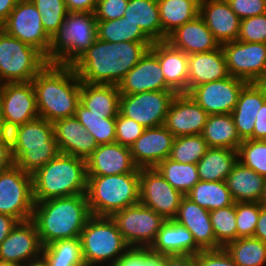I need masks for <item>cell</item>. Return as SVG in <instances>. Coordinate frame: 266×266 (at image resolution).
I'll list each match as a JSON object with an SVG mask.
<instances>
[{"instance_id":"cell-1","label":"cell","mask_w":266,"mask_h":266,"mask_svg":"<svg viewBox=\"0 0 266 266\" xmlns=\"http://www.w3.org/2000/svg\"><path fill=\"white\" fill-rule=\"evenodd\" d=\"M153 42L111 43L97 39L72 65L81 82L118 85Z\"/></svg>"},{"instance_id":"cell-2","label":"cell","mask_w":266,"mask_h":266,"mask_svg":"<svg viewBox=\"0 0 266 266\" xmlns=\"http://www.w3.org/2000/svg\"><path fill=\"white\" fill-rule=\"evenodd\" d=\"M31 82L40 118L54 123L75 116L81 81L72 66L48 63Z\"/></svg>"},{"instance_id":"cell-3","label":"cell","mask_w":266,"mask_h":266,"mask_svg":"<svg viewBox=\"0 0 266 266\" xmlns=\"http://www.w3.org/2000/svg\"><path fill=\"white\" fill-rule=\"evenodd\" d=\"M86 194L35 202L32 221L42 246L79 237L91 217Z\"/></svg>"},{"instance_id":"cell-4","label":"cell","mask_w":266,"mask_h":266,"mask_svg":"<svg viewBox=\"0 0 266 266\" xmlns=\"http://www.w3.org/2000/svg\"><path fill=\"white\" fill-rule=\"evenodd\" d=\"M32 175L34 202L86 194V160L60 153Z\"/></svg>"},{"instance_id":"cell-5","label":"cell","mask_w":266,"mask_h":266,"mask_svg":"<svg viewBox=\"0 0 266 266\" xmlns=\"http://www.w3.org/2000/svg\"><path fill=\"white\" fill-rule=\"evenodd\" d=\"M15 165L33 174L61 152L54 136L53 123L43 118L16 126L8 132Z\"/></svg>"},{"instance_id":"cell-6","label":"cell","mask_w":266,"mask_h":266,"mask_svg":"<svg viewBox=\"0 0 266 266\" xmlns=\"http://www.w3.org/2000/svg\"><path fill=\"white\" fill-rule=\"evenodd\" d=\"M98 39L94 12H68L50 38L47 61L72 66Z\"/></svg>"},{"instance_id":"cell-7","label":"cell","mask_w":266,"mask_h":266,"mask_svg":"<svg viewBox=\"0 0 266 266\" xmlns=\"http://www.w3.org/2000/svg\"><path fill=\"white\" fill-rule=\"evenodd\" d=\"M139 172L87 176L86 197L91 215L110 217L139 203Z\"/></svg>"},{"instance_id":"cell-8","label":"cell","mask_w":266,"mask_h":266,"mask_svg":"<svg viewBox=\"0 0 266 266\" xmlns=\"http://www.w3.org/2000/svg\"><path fill=\"white\" fill-rule=\"evenodd\" d=\"M79 238L86 266H112L129 248L115 222L108 216L92 215Z\"/></svg>"},{"instance_id":"cell-9","label":"cell","mask_w":266,"mask_h":266,"mask_svg":"<svg viewBox=\"0 0 266 266\" xmlns=\"http://www.w3.org/2000/svg\"><path fill=\"white\" fill-rule=\"evenodd\" d=\"M35 47L0 28V83L30 82L48 64Z\"/></svg>"},{"instance_id":"cell-10","label":"cell","mask_w":266,"mask_h":266,"mask_svg":"<svg viewBox=\"0 0 266 266\" xmlns=\"http://www.w3.org/2000/svg\"><path fill=\"white\" fill-rule=\"evenodd\" d=\"M34 204L32 175L15 164L0 170V214L19 222L31 220Z\"/></svg>"},{"instance_id":"cell-11","label":"cell","mask_w":266,"mask_h":266,"mask_svg":"<svg viewBox=\"0 0 266 266\" xmlns=\"http://www.w3.org/2000/svg\"><path fill=\"white\" fill-rule=\"evenodd\" d=\"M129 247L150 248L166 221L151 208L137 203L110 216Z\"/></svg>"},{"instance_id":"cell-12","label":"cell","mask_w":266,"mask_h":266,"mask_svg":"<svg viewBox=\"0 0 266 266\" xmlns=\"http://www.w3.org/2000/svg\"><path fill=\"white\" fill-rule=\"evenodd\" d=\"M36 118L39 114L31 81L1 84L0 121L6 133Z\"/></svg>"},{"instance_id":"cell-13","label":"cell","mask_w":266,"mask_h":266,"mask_svg":"<svg viewBox=\"0 0 266 266\" xmlns=\"http://www.w3.org/2000/svg\"><path fill=\"white\" fill-rule=\"evenodd\" d=\"M175 95L173 90L121 94L119 112L145 128L162 126Z\"/></svg>"},{"instance_id":"cell-14","label":"cell","mask_w":266,"mask_h":266,"mask_svg":"<svg viewBox=\"0 0 266 266\" xmlns=\"http://www.w3.org/2000/svg\"><path fill=\"white\" fill-rule=\"evenodd\" d=\"M230 76L247 82H266V43L232 41L221 45Z\"/></svg>"},{"instance_id":"cell-15","label":"cell","mask_w":266,"mask_h":266,"mask_svg":"<svg viewBox=\"0 0 266 266\" xmlns=\"http://www.w3.org/2000/svg\"><path fill=\"white\" fill-rule=\"evenodd\" d=\"M139 202L151 208L165 220H173L184 195L154 168H140Z\"/></svg>"},{"instance_id":"cell-16","label":"cell","mask_w":266,"mask_h":266,"mask_svg":"<svg viewBox=\"0 0 266 266\" xmlns=\"http://www.w3.org/2000/svg\"><path fill=\"white\" fill-rule=\"evenodd\" d=\"M0 28L7 34L35 47L47 59L51 37L46 33L41 14L31 0L18 1Z\"/></svg>"},{"instance_id":"cell-17","label":"cell","mask_w":266,"mask_h":266,"mask_svg":"<svg viewBox=\"0 0 266 266\" xmlns=\"http://www.w3.org/2000/svg\"><path fill=\"white\" fill-rule=\"evenodd\" d=\"M247 83L241 78L229 76L196 86L188 94L209 115L231 114L242 88Z\"/></svg>"},{"instance_id":"cell-18","label":"cell","mask_w":266,"mask_h":266,"mask_svg":"<svg viewBox=\"0 0 266 266\" xmlns=\"http://www.w3.org/2000/svg\"><path fill=\"white\" fill-rule=\"evenodd\" d=\"M209 114L187 93L176 94L163 126L174 137L202 134Z\"/></svg>"},{"instance_id":"cell-19","label":"cell","mask_w":266,"mask_h":266,"mask_svg":"<svg viewBox=\"0 0 266 266\" xmlns=\"http://www.w3.org/2000/svg\"><path fill=\"white\" fill-rule=\"evenodd\" d=\"M42 248L35 223L18 222L0 244V260L19 265L40 258Z\"/></svg>"},{"instance_id":"cell-20","label":"cell","mask_w":266,"mask_h":266,"mask_svg":"<svg viewBox=\"0 0 266 266\" xmlns=\"http://www.w3.org/2000/svg\"><path fill=\"white\" fill-rule=\"evenodd\" d=\"M175 137L163 125L145 128L142 135L130 146L131 156L138 168H154L169 158Z\"/></svg>"},{"instance_id":"cell-21","label":"cell","mask_w":266,"mask_h":266,"mask_svg":"<svg viewBox=\"0 0 266 266\" xmlns=\"http://www.w3.org/2000/svg\"><path fill=\"white\" fill-rule=\"evenodd\" d=\"M120 94L172 90L165 81L157 56L149 49L118 84Z\"/></svg>"},{"instance_id":"cell-22","label":"cell","mask_w":266,"mask_h":266,"mask_svg":"<svg viewBox=\"0 0 266 266\" xmlns=\"http://www.w3.org/2000/svg\"><path fill=\"white\" fill-rule=\"evenodd\" d=\"M87 176L119 175L140 172L131 156L130 147L117 142L98 145L86 159Z\"/></svg>"},{"instance_id":"cell-23","label":"cell","mask_w":266,"mask_h":266,"mask_svg":"<svg viewBox=\"0 0 266 266\" xmlns=\"http://www.w3.org/2000/svg\"><path fill=\"white\" fill-rule=\"evenodd\" d=\"M199 15L220 46L237 40L241 19L226 0H204L200 4Z\"/></svg>"},{"instance_id":"cell-24","label":"cell","mask_w":266,"mask_h":266,"mask_svg":"<svg viewBox=\"0 0 266 266\" xmlns=\"http://www.w3.org/2000/svg\"><path fill=\"white\" fill-rule=\"evenodd\" d=\"M55 140L63 154L87 159L98 147L94 137L75 117H67L53 123Z\"/></svg>"},{"instance_id":"cell-25","label":"cell","mask_w":266,"mask_h":266,"mask_svg":"<svg viewBox=\"0 0 266 266\" xmlns=\"http://www.w3.org/2000/svg\"><path fill=\"white\" fill-rule=\"evenodd\" d=\"M173 220L192 233L195 243L202 250L221 249L215 239L210 211L192 202L186 196L181 199L177 215Z\"/></svg>"},{"instance_id":"cell-26","label":"cell","mask_w":266,"mask_h":266,"mask_svg":"<svg viewBox=\"0 0 266 266\" xmlns=\"http://www.w3.org/2000/svg\"><path fill=\"white\" fill-rule=\"evenodd\" d=\"M165 41L187 55L209 52L220 47L200 15L175 29Z\"/></svg>"},{"instance_id":"cell-27","label":"cell","mask_w":266,"mask_h":266,"mask_svg":"<svg viewBox=\"0 0 266 266\" xmlns=\"http://www.w3.org/2000/svg\"><path fill=\"white\" fill-rule=\"evenodd\" d=\"M266 102V83L248 82L241 90L238 102L231 112L239 137L249 139L254 132L258 111Z\"/></svg>"},{"instance_id":"cell-28","label":"cell","mask_w":266,"mask_h":266,"mask_svg":"<svg viewBox=\"0 0 266 266\" xmlns=\"http://www.w3.org/2000/svg\"><path fill=\"white\" fill-rule=\"evenodd\" d=\"M150 50L159 60L166 84L176 94H188V55L167 41L153 42Z\"/></svg>"},{"instance_id":"cell-29","label":"cell","mask_w":266,"mask_h":266,"mask_svg":"<svg viewBox=\"0 0 266 266\" xmlns=\"http://www.w3.org/2000/svg\"><path fill=\"white\" fill-rule=\"evenodd\" d=\"M222 47L188 55V93L196 86L229 77Z\"/></svg>"},{"instance_id":"cell-30","label":"cell","mask_w":266,"mask_h":266,"mask_svg":"<svg viewBox=\"0 0 266 266\" xmlns=\"http://www.w3.org/2000/svg\"><path fill=\"white\" fill-rule=\"evenodd\" d=\"M150 249L162 255H196L202 251L192 233L175 220H166L162 224Z\"/></svg>"},{"instance_id":"cell-31","label":"cell","mask_w":266,"mask_h":266,"mask_svg":"<svg viewBox=\"0 0 266 266\" xmlns=\"http://www.w3.org/2000/svg\"><path fill=\"white\" fill-rule=\"evenodd\" d=\"M227 187L236 202H261L266 178L239 161L225 180Z\"/></svg>"},{"instance_id":"cell-32","label":"cell","mask_w":266,"mask_h":266,"mask_svg":"<svg viewBox=\"0 0 266 266\" xmlns=\"http://www.w3.org/2000/svg\"><path fill=\"white\" fill-rule=\"evenodd\" d=\"M118 85L81 82L80 102L92 113L116 117L120 107Z\"/></svg>"},{"instance_id":"cell-33","label":"cell","mask_w":266,"mask_h":266,"mask_svg":"<svg viewBox=\"0 0 266 266\" xmlns=\"http://www.w3.org/2000/svg\"><path fill=\"white\" fill-rule=\"evenodd\" d=\"M210 148L237 151L242 143L231 114H211L201 134Z\"/></svg>"},{"instance_id":"cell-34","label":"cell","mask_w":266,"mask_h":266,"mask_svg":"<svg viewBox=\"0 0 266 266\" xmlns=\"http://www.w3.org/2000/svg\"><path fill=\"white\" fill-rule=\"evenodd\" d=\"M124 17L138 25L152 41H162V25L157 0H129Z\"/></svg>"},{"instance_id":"cell-35","label":"cell","mask_w":266,"mask_h":266,"mask_svg":"<svg viewBox=\"0 0 266 266\" xmlns=\"http://www.w3.org/2000/svg\"><path fill=\"white\" fill-rule=\"evenodd\" d=\"M238 153L232 149L208 148L196 164L200 181H225L234 165Z\"/></svg>"},{"instance_id":"cell-36","label":"cell","mask_w":266,"mask_h":266,"mask_svg":"<svg viewBox=\"0 0 266 266\" xmlns=\"http://www.w3.org/2000/svg\"><path fill=\"white\" fill-rule=\"evenodd\" d=\"M162 25V41L178 27L199 15L200 5L194 0H157Z\"/></svg>"},{"instance_id":"cell-37","label":"cell","mask_w":266,"mask_h":266,"mask_svg":"<svg viewBox=\"0 0 266 266\" xmlns=\"http://www.w3.org/2000/svg\"><path fill=\"white\" fill-rule=\"evenodd\" d=\"M185 196L208 211L235 203L225 181L199 180Z\"/></svg>"},{"instance_id":"cell-38","label":"cell","mask_w":266,"mask_h":266,"mask_svg":"<svg viewBox=\"0 0 266 266\" xmlns=\"http://www.w3.org/2000/svg\"><path fill=\"white\" fill-rule=\"evenodd\" d=\"M41 257L46 266H86L79 237L58 240L43 246Z\"/></svg>"},{"instance_id":"cell-39","label":"cell","mask_w":266,"mask_h":266,"mask_svg":"<svg viewBox=\"0 0 266 266\" xmlns=\"http://www.w3.org/2000/svg\"><path fill=\"white\" fill-rule=\"evenodd\" d=\"M75 117L94 137L98 145L115 142L116 117L108 118L106 114L92 113L81 102L77 105Z\"/></svg>"},{"instance_id":"cell-40","label":"cell","mask_w":266,"mask_h":266,"mask_svg":"<svg viewBox=\"0 0 266 266\" xmlns=\"http://www.w3.org/2000/svg\"><path fill=\"white\" fill-rule=\"evenodd\" d=\"M97 35L99 40L121 43V42H152L140 29L127 18L97 21Z\"/></svg>"},{"instance_id":"cell-41","label":"cell","mask_w":266,"mask_h":266,"mask_svg":"<svg viewBox=\"0 0 266 266\" xmlns=\"http://www.w3.org/2000/svg\"><path fill=\"white\" fill-rule=\"evenodd\" d=\"M224 249L237 266L266 264V244L255 237L238 238L228 243Z\"/></svg>"},{"instance_id":"cell-42","label":"cell","mask_w":266,"mask_h":266,"mask_svg":"<svg viewBox=\"0 0 266 266\" xmlns=\"http://www.w3.org/2000/svg\"><path fill=\"white\" fill-rule=\"evenodd\" d=\"M155 168L174 189L180 191L184 196L199 181L196 164H184L166 158Z\"/></svg>"},{"instance_id":"cell-43","label":"cell","mask_w":266,"mask_h":266,"mask_svg":"<svg viewBox=\"0 0 266 266\" xmlns=\"http://www.w3.org/2000/svg\"><path fill=\"white\" fill-rule=\"evenodd\" d=\"M208 148L201 134L176 137L169 159L184 164H197Z\"/></svg>"},{"instance_id":"cell-44","label":"cell","mask_w":266,"mask_h":266,"mask_svg":"<svg viewBox=\"0 0 266 266\" xmlns=\"http://www.w3.org/2000/svg\"><path fill=\"white\" fill-rule=\"evenodd\" d=\"M210 220L215 239L221 248L237 240L235 203L228 207L210 211Z\"/></svg>"},{"instance_id":"cell-45","label":"cell","mask_w":266,"mask_h":266,"mask_svg":"<svg viewBox=\"0 0 266 266\" xmlns=\"http://www.w3.org/2000/svg\"><path fill=\"white\" fill-rule=\"evenodd\" d=\"M237 153L242 165L266 178V140H243Z\"/></svg>"},{"instance_id":"cell-46","label":"cell","mask_w":266,"mask_h":266,"mask_svg":"<svg viewBox=\"0 0 266 266\" xmlns=\"http://www.w3.org/2000/svg\"><path fill=\"white\" fill-rule=\"evenodd\" d=\"M41 14L46 33L52 35L60 28L68 14L64 0H31Z\"/></svg>"},{"instance_id":"cell-47","label":"cell","mask_w":266,"mask_h":266,"mask_svg":"<svg viewBox=\"0 0 266 266\" xmlns=\"http://www.w3.org/2000/svg\"><path fill=\"white\" fill-rule=\"evenodd\" d=\"M261 202H236L237 239L254 237Z\"/></svg>"},{"instance_id":"cell-48","label":"cell","mask_w":266,"mask_h":266,"mask_svg":"<svg viewBox=\"0 0 266 266\" xmlns=\"http://www.w3.org/2000/svg\"><path fill=\"white\" fill-rule=\"evenodd\" d=\"M166 257L150 248L129 247L112 266H165Z\"/></svg>"},{"instance_id":"cell-49","label":"cell","mask_w":266,"mask_h":266,"mask_svg":"<svg viewBox=\"0 0 266 266\" xmlns=\"http://www.w3.org/2000/svg\"><path fill=\"white\" fill-rule=\"evenodd\" d=\"M237 40L266 43V13L241 20Z\"/></svg>"},{"instance_id":"cell-50","label":"cell","mask_w":266,"mask_h":266,"mask_svg":"<svg viewBox=\"0 0 266 266\" xmlns=\"http://www.w3.org/2000/svg\"><path fill=\"white\" fill-rule=\"evenodd\" d=\"M144 130L145 127L119 112L116 116L115 142L130 147L142 135Z\"/></svg>"},{"instance_id":"cell-51","label":"cell","mask_w":266,"mask_h":266,"mask_svg":"<svg viewBox=\"0 0 266 266\" xmlns=\"http://www.w3.org/2000/svg\"><path fill=\"white\" fill-rule=\"evenodd\" d=\"M129 0H98L94 11L97 21H108L124 17Z\"/></svg>"},{"instance_id":"cell-52","label":"cell","mask_w":266,"mask_h":266,"mask_svg":"<svg viewBox=\"0 0 266 266\" xmlns=\"http://www.w3.org/2000/svg\"><path fill=\"white\" fill-rule=\"evenodd\" d=\"M241 19L266 13V0H226Z\"/></svg>"},{"instance_id":"cell-53","label":"cell","mask_w":266,"mask_h":266,"mask_svg":"<svg viewBox=\"0 0 266 266\" xmlns=\"http://www.w3.org/2000/svg\"><path fill=\"white\" fill-rule=\"evenodd\" d=\"M196 266H237L224 248L202 250L195 255Z\"/></svg>"},{"instance_id":"cell-54","label":"cell","mask_w":266,"mask_h":266,"mask_svg":"<svg viewBox=\"0 0 266 266\" xmlns=\"http://www.w3.org/2000/svg\"><path fill=\"white\" fill-rule=\"evenodd\" d=\"M14 164L11 139L9 134L5 132L0 137V170L10 168Z\"/></svg>"},{"instance_id":"cell-55","label":"cell","mask_w":266,"mask_h":266,"mask_svg":"<svg viewBox=\"0 0 266 266\" xmlns=\"http://www.w3.org/2000/svg\"><path fill=\"white\" fill-rule=\"evenodd\" d=\"M253 140H266V102L257 113L253 135L249 138Z\"/></svg>"},{"instance_id":"cell-56","label":"cell","mask_w":266,"mask_h":266,"mask_svg":"<svg viewBox=\"0 0 266 266\" xmlns=\"http://www.w3.org/2000/svg\"><path fill=\"white\" fill-rule=\"evenodd\" d=\"M68 12H94L98 0H64Z\"/></svg>"},{"instance_id":"cell-57","label":"cell","mask_w":266,"mask_h":266,"mask_svg":"<svg viewBox=\"0 0 266 266\" xmlns=\"http://www.w3.org/2000/svg\"><path fill=\"white\" fill-rule=\"evenodd\" d=\"M165 266H196L195 255H167Z\"/></svg>"},{"instance_id":"cell-58","label":"cell","mask_w":266,"mask_h":266,"mask_svg":"<svg viewBox=\"0 0 266 266\" xmlns=\"http://www.w3.org/2000/svg\"><path fill=\"white\" fill-rule=\"evenodd\" d=\"M18 222L14 217L0 214V244L7 238Z\"/></svg>"},{"instance_id":"cell-59","label":"cell","mask_w":266,"mask_h":266,"mask_svg":"<svg viewBox=\"0 0 266 266\" xmlns=\"http://www.w3.org/2000/svg\"><path fill=\"white\" fill-rule=\"evenodd\" d=\"M254 237L266 244V207L261 205Z\"/></svg>"},{"instance_id":"cell-60","label":"cell","mask_w":266,"mask_h":266,"mask_svg":"<svg viewBox=\"0 0 266 266\" xmlns=\"http://www.w3.org/2000/svg\"><path fill=\"white\" fill-rule=\"evenodd\" d=\"M17 3V0H0V26L7 20Z\"/></svg>"},{"instance_id":"cell-61","label":"cell","mask_w":266,"mask_h":266,"mask_svg":"<svg viewBox=\"0 0 266 266\" xmlns=\"http://www.w3.org/2000/svg\"><path fill=\"white\" fill-rule=\"evenodd\" d=\"M16 266H46L45 262L43 261L42 257L35 259L33 261H28Z\"/></svg>"},{"instance_id":"cell-62","label":"cell","mask_w":266,"mask_h":266,"mask_svg":"<svg viewBox=\"0 0 266 266\" xmlns=\"http://www.w3.org/2000/svg\"><path fill=\"white\" fill-rule=\"evenodd\" d=\"M261 205L266 207V183H265V191H264V195L263 198L261 200Z\"/></svg>"},{"instance_id":"cell-63","label":"cell","mask_w":266,"mask_h":266,"mask_svg":"<svg viewBox=\"0 0 266 266\" xmlns=\"http://www.w3.org/2000/svg\"><path fill=\"white\" fill-rule=\"evenodd\" d=\"M0 266H16V265L0 260Z\"/></svg>"},{"instance_id":"cell-64","label":"cell","mask_w":266,"mask_h":266,"mask_svg":"<svg viewBox=\"0 0 266 266\" xmlns=\"http://www.w3.org/2000/svg\"><path fill=\"white\" fill-rule=\"evenodd\" d=\"M5 133V131L3 130L1 121H0V137Z\"/></svg>"},{"instance_id":"cell-65","label":"cell","mask_w":266,"mask_h":266,"mask_svg":"<svg viewBox=\"0 0 266 266\" xmlns=\"http://www.w3.org/2000/svg\"><path fill=\"white\" fill-rule=\"evenodd\" d=\"M194 1H196L200 5L204 0H194Z\"/></svg>"}]
</instances>
